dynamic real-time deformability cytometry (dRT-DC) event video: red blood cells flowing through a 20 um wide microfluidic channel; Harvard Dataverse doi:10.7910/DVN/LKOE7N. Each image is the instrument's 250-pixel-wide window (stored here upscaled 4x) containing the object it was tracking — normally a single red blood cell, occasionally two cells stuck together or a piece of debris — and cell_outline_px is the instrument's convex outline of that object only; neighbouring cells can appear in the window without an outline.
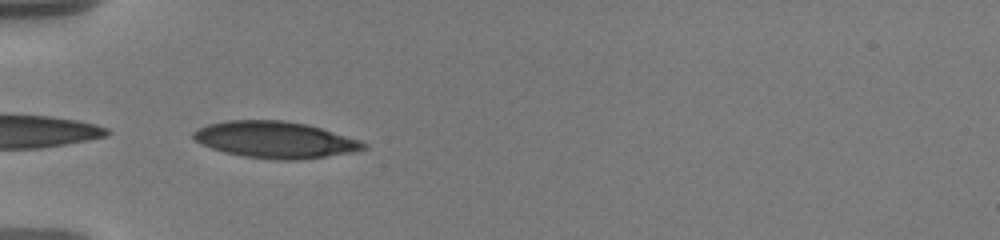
{"species": "human", "species_latin": "Homo sapiens", "temperature_condition": "warm", "stored_images_in_passage": 2, "camera_frame_rate_fps": 3000, "um_per_image_px": 0.085, "donor": {"sex": "male"}, "frame": {"image": 1, "passage_image": 1, "time_ms": 0.0, "image_size_px": [1000, 240], "cell_outline_px": [[368, 148], [356, 152], [296, 160], [276, 160], [244, 156], [224, 152], [212, 148], [196, 140], [192, 136], [192, 132], [208, 124], [228, 120], [284, 120], [308, 124], [360, 140], [368, 144]], "centroid_in_image_um": [23.44, 11.88], "position_along_channel_um": 61.6, "area_um2": 36.24}}